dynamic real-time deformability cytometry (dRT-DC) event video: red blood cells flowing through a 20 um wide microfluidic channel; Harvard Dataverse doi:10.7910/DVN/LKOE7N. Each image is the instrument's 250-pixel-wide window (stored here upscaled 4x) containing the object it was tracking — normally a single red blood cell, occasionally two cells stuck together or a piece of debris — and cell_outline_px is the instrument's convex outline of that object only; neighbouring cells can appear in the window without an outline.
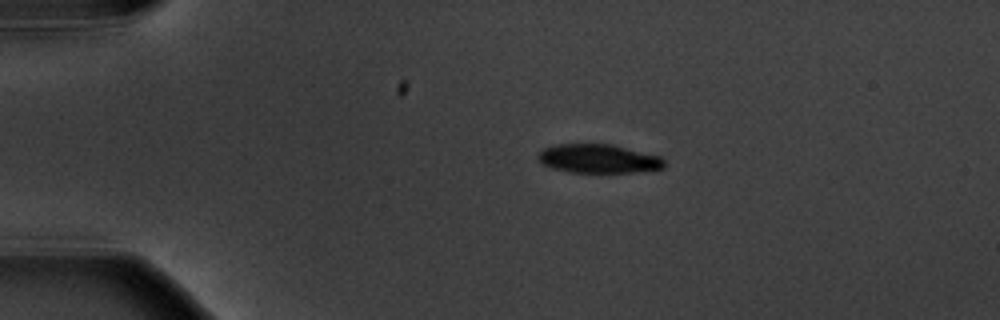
{"species": "common noctule bat (a hibernating species)", "species_latin": "Nyctalus noctula", "temperature_condition": "warm", "stored_images_in_passage": 2, "camera_frame_rate_fps": 3000, "um_per_image_px": 0.085, "animal": {"sex": "male", "body_mass_g": 20.1, "forearm_length_mm": 53.5}, "frame": {"image": 1, "passage_image": 1, "time_ms": 0.0, "image_size_px": [1000, 320], "cell_outline_px": [[664, 168], [632, 172], [568, 172], [552, 168], [540, 164], [536, 160], [536, 156], [544, 148], [556, 144], [612, 144], [660, 156], [664, 160]], "centroid_in_image_um": [50.81, 13.48], "position_along_channel_um": 34.2, "area_um2": 21.27}}